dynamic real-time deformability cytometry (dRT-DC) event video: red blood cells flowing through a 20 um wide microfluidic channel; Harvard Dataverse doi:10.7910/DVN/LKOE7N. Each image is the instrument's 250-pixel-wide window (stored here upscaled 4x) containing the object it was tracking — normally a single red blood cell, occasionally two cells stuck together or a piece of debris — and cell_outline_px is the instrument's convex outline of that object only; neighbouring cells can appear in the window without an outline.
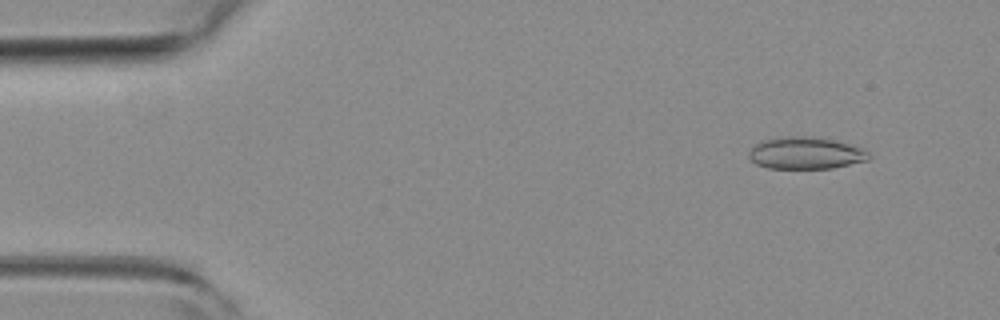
{"species": "common noctule bat (a hibernating species)", "species_latin": "Nyctalus noctula", "temperature_condition": "room temperature", "stored_images_in_passage": 4, "camera_frame_rate_fps": 3000, "um_per_image_px": 0.085, "animal": {"sex": "female", "body_mass_g": 19.3, "forearm_length_mm": 54.1}, "frame": {"image": 1, "passage_image": 2, "time_ms": 0.333, "image_size_px": [1000, 320], "cell_outline_px": [[872, 156], [868, 160], [832, 168], [768, 168], [756, 164], [748, 156], [748, 152], [760, 140], [784, 136], [812, 136], [836, 140], [864, 148]], "centroid_in_image_um": [68.5, 13.0], "position_along_channel_um": 16.5, "area_um2": 22.6}}
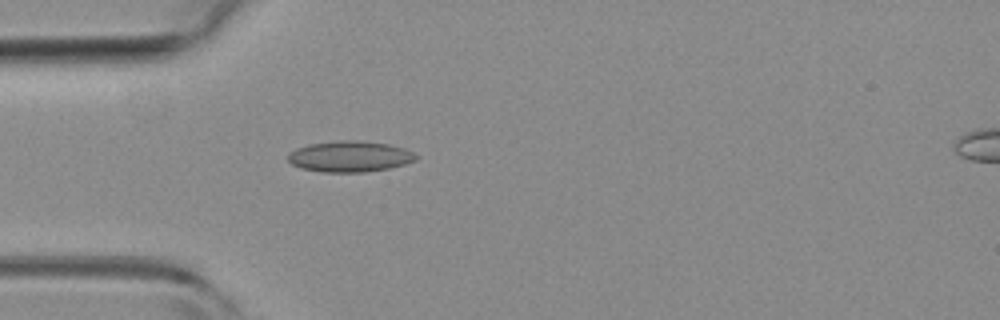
{"frame": {"image": 2, "passage_image": 4, "time_ms": 1.0, "image_size_px": [1000, 320], "cell_outline_px": [[420, 156], [416, 160], [404, 164], [388, 168], [364, 172], [320, 172], [300, 168], [292, 164], [288, 160], [288, 152], [296, 148], [308, 144], [340, 140], [356, 140], [388, 144], [404, 148]], "centroid_in_image_um": [29.71, 13.3], "position_along_channel_um": 55.3, "area_um2": 23.18}}